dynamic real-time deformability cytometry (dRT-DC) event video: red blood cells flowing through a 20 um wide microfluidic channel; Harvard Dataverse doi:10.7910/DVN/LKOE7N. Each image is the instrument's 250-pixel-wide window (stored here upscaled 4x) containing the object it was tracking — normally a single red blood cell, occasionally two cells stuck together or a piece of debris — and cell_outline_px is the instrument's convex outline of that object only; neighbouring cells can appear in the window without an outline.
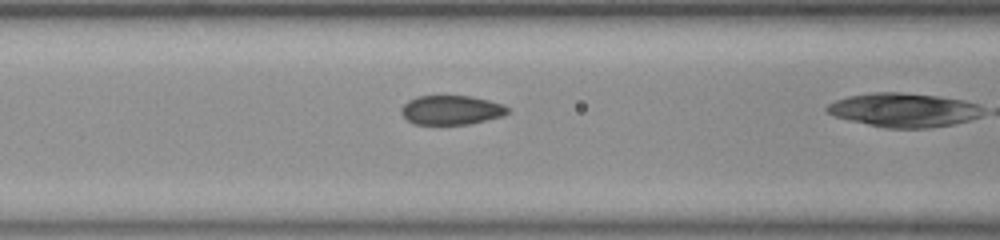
{"species": "common noctule bat (a hibernating species)", "species_latin": "Nyctalus noctula", "temperature_condition": "room temperature", "stored_images_in_passage": 4, "camera_frame_rate_fps": 3000, "um_per_image_px": 0.085, "animal": {"sex": "female", "body_mass_g": 23.0, "forearm_length_mm": 53.4}, "frame": {"image": 1, "passage_image": 3, "time_ms": 0.667, "image_size_px": [1000, 240], "cell_outline_px": [[508, 112], [500, 116], [468, 124], [412, 124], [400, 112], [400, 108], [408, 100], [416, 96], [472, 96], [504, 104], [508, 108]], "centroid_in_image_um": [38.31, 9.34], "position_along_channel_um": 128.3, "area_um2": 18.03}}